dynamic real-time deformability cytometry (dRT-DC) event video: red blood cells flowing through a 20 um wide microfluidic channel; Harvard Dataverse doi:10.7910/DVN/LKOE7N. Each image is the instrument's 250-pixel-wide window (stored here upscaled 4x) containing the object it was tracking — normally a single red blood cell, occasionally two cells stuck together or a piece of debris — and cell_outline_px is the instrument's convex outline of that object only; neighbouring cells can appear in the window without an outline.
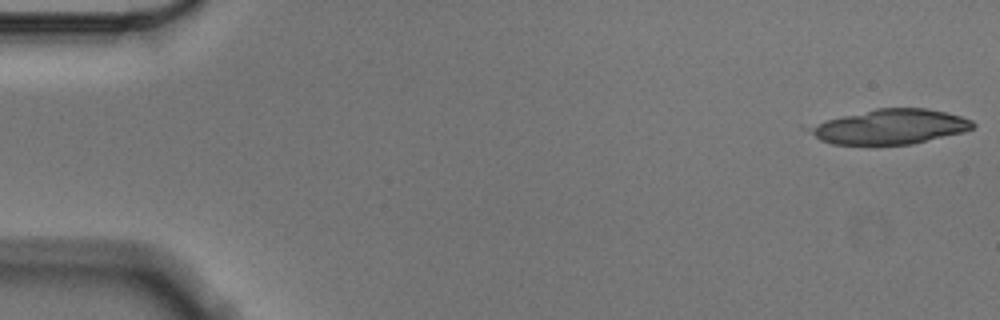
{"species": "Egyptian fruit bat (a non-hibernating species)", "species_latin": "Rousettus aegyptiacus", "temperature_condition": "cold", "stored_images_in_passage": 11, "camera_frame_rate_fps": 3000, "um_per_image_px": 0.085, "animal": {"sex": "male"}, "frame": {"image": 1, "passage_image": 1, "time_ms": 0.0, "image_size_px": [1000, 320], "cell_outline_px": [[976, 124], [972, 128], [964, 132], [912, 144], [832, 144], [820, 140], [800, 128], [800, 124], [876, 108], [928, 108], [960, 116], [972, 120]], "centroid_in_image_um": [75.48, 10.76], "position_along_channel_um": 9.5, "area_um2": 33.99}}